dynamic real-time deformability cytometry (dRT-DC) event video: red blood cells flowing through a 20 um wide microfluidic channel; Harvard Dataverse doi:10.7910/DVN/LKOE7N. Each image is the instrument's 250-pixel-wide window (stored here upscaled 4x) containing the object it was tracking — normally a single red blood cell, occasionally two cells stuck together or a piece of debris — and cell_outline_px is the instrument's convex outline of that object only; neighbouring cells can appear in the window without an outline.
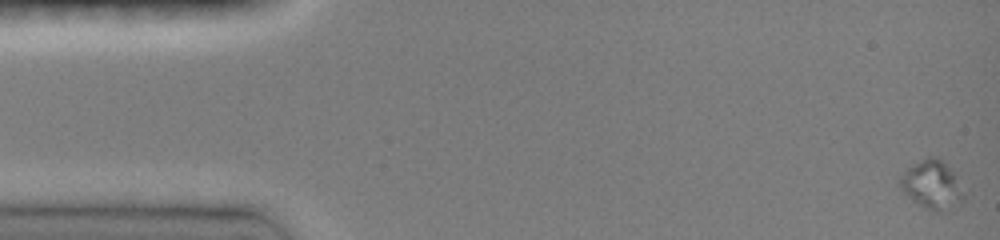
{"species": "common noctule bat (a hibernating species)", "species_latin": "Nyctalus noctula", "temperature_condition": "room temperature", "stored_images_in_passage": 29, "camera_frame_rate_fps": 3000, "um_per_image_px": 0.085, "animal": {"sex": "female", "body_mass_g": 19.0, "forearm_length_mm": 51.5}, "frame": {"image": 1, "passage_image": 1, "time_ms": 0.0, "image_size_px": [1000, 240], "cell_outline_px": [[964, 200], [948, 212], [936, 212], [924, 208], [912, 200], [900, 188], [900, 180], [908, 168], [920, 160], [928, 156], [936, 156], [956, 176], [964, 192]], "centroid_in_image_um": [79.25, 15.76], "position_along_channel_um": 5.7, "area_um2": 17.86}}
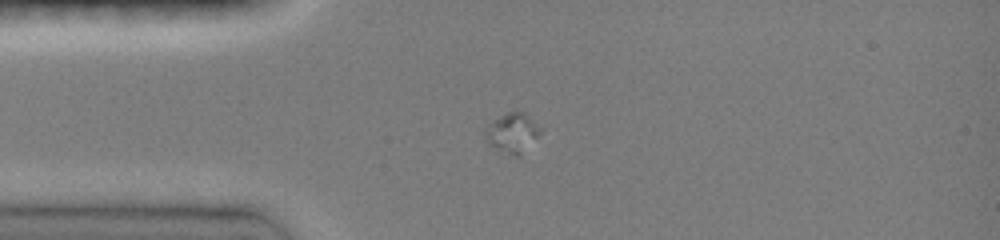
{"frame": {"image": 2, "passage_image": 23, "time_ms": 4.333, "image_size_px": [1000, 240], "cell_outline_px": [[544, 128], [520, 156], [516, 156], [492, 144], [488, 140], [484, 132], [488, 124], [492, 120], [508, 112], [524, 112]], "centroid_in_image_um": [43.61, 11.23], "position_along_channel_um": 41.4, "area_um2": 12.25}}